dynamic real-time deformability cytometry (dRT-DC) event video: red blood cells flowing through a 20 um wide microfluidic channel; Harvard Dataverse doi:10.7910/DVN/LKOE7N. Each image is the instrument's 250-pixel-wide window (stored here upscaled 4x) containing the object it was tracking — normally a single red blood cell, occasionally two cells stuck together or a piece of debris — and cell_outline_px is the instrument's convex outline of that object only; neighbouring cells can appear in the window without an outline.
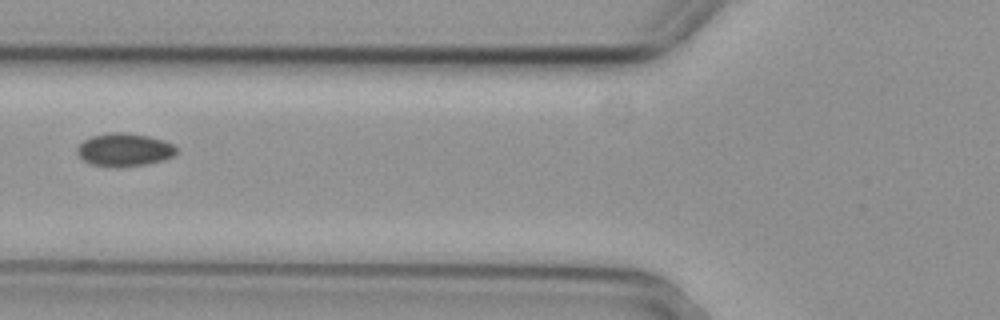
{"species": "common noctule bat (a hibernating species)", "species_latin": "Nyctalus noctula", "temperature_condition": "cold", "stored_images_in_passage": 7, "camera_frame_rate_fps": 3000, "um_per_image_px": 0.085, "animal": {"sex": "female", "body_mass_g": 29.2, "forearm_length_mm": 56.3}, "frame": {"image": 1, "passage_image": 6, "time_ms": 1.667, "image_size_px": [1000, 320], "cell_outline_px": [[176, 152], [172, 156], [164, 160], [144, 164], [116, 168], [92, 164], [84, 160], [76, 152], [76, 148], [84, 140], [92, 136], [108, 132], [124, 132], [148, 136], [164, 140], [172, 144], [176, 148]], "centroid_in_image_um": [10.55, 12.73], "position_along_channel_um": 115.3, "area_um2": 19.07}}
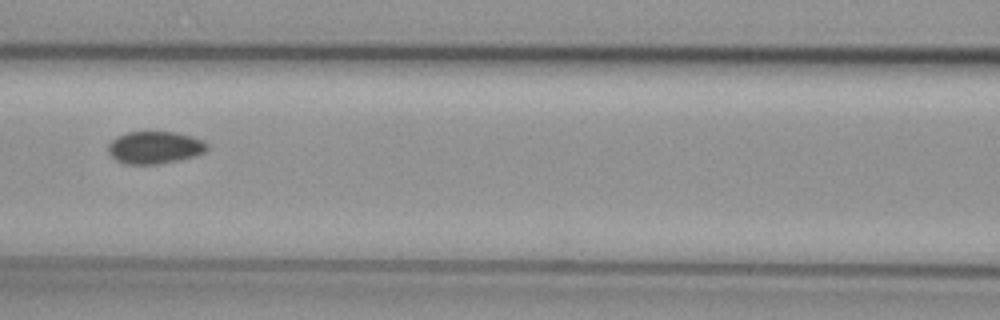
{"frame": {"image": 2, "passage_image": 7, "time_ms": 2.0, "image_size_px": [1000, 320], "cell_outline_px": [[208, 148], [204, 152], [196, 156], [156, 164], [124, 164], [116, 160], [108, 152], [108, 144], [116, 136], [128, 132], [176, 132], [192, 136], [204, 140], [208, 144]], "centroid_in_image_um": [13.16, 12.53], "position_along_channel_um": 153.4, "area_um2": 18.73}}